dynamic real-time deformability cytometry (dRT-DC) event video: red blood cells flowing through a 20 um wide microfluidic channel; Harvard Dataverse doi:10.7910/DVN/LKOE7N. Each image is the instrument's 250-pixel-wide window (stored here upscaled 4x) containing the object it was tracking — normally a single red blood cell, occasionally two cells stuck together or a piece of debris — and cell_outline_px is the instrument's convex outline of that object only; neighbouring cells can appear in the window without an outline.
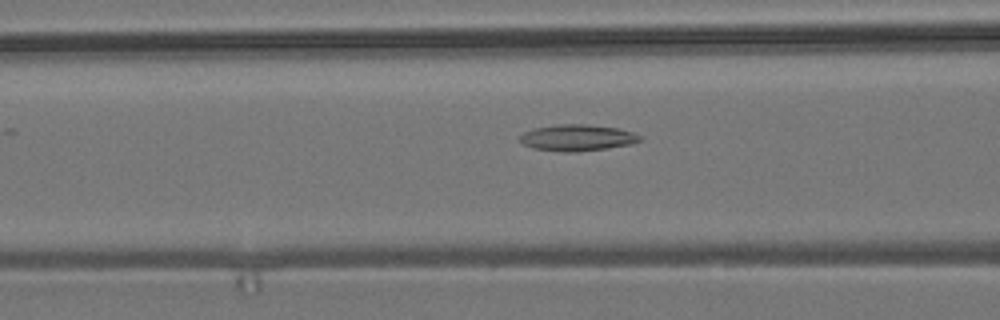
{"species": "common noctule bat (a hibernating species)", "species_latin": "Nyctalus noctula", "temperature_condition": "room temperature", "stored_images_in_passage": 41, "camera_frame_rate_fps": 3000, "um_per_image_px": 0.085, "animal": {"sex": "male", "body_mass_g": 19.2, "forearm_length_mm": 51.8}, "frame": {"image": 1, "passage_image": 7, "time_ms": 2.0, "image_size_px": [1000, 320], "cell_outline_px": [[640, 140], [632, 144], [576, 152], [560, 152], [532, 148], [524, 144], [520, 140], [520, 136], [524, 132], [536, 128], [556, 124], [588, 124], [616, 128], [632, 132], [640, 136]], "centroid_in_image_um": [49.04, 11.71], "position_along_channel_um": 117.6, "area_um2": 18.26}}
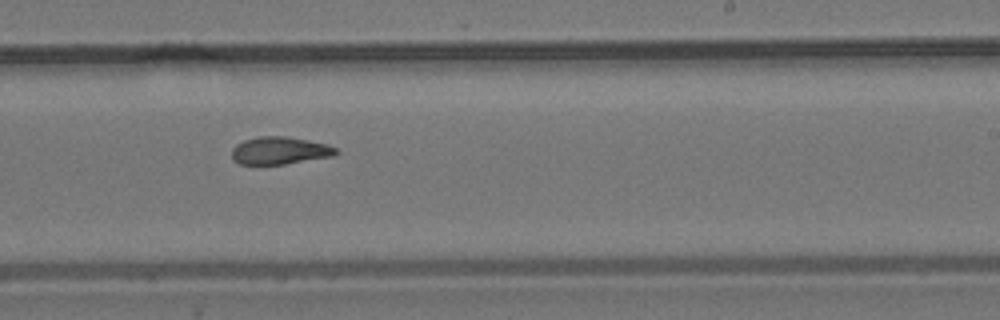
{"frame": {"image": 2, "passage_image": 19, "time_ms": 6.0, "image_size_px": [1000, 320], "cell_outline_px": [[340, 152], [332, 156], [284, 164], [240, 164], [232, 160], [232, 148], [236, 144], [244, 140], [260, 136], [288, 136], [328, 144], [336, 148]], "centroid_in_image_um": [23.77, 12.79], "position_along_channel_um": 265.2, "area_um2": 16.76}}
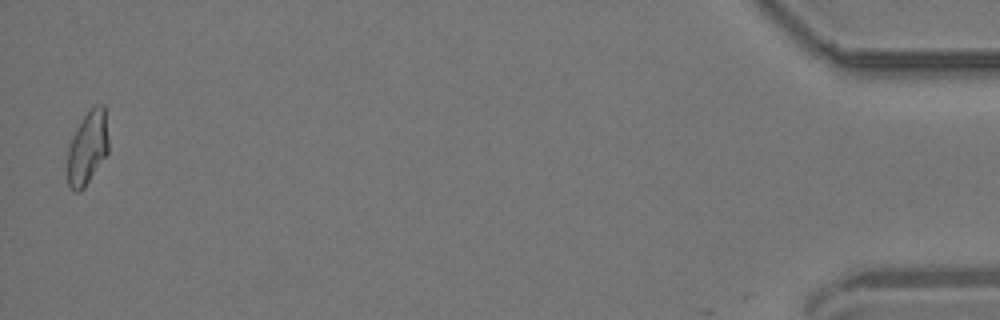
{"frame": {"image": 3, "passage_image": 40, "time_ms": 13.0, "image_size_px": [1000, 320], "cell_outline_px": [[108, 152], [84, 188], [80, 192], [76, 192], [68, 184], [68, 148], [72, 136], [84, 116], [96, 104], [104, 104], [108, 140]], "centroid_in_image_um": [7.44, 12.57], "position_along_channel_um": 427.8, "area_um2": 17.28}, "authors_computed_cell_mechanics": {"area_um2": 17.34, "velocity_mm_per_s": 3.6903, "shape_relaxation_time_tau1_ms": null, "shape_relaxation_time_tau2_ms": 5.3602, "deformation_change_tau1": null, "deformation_change_tau2": 0.1285}}